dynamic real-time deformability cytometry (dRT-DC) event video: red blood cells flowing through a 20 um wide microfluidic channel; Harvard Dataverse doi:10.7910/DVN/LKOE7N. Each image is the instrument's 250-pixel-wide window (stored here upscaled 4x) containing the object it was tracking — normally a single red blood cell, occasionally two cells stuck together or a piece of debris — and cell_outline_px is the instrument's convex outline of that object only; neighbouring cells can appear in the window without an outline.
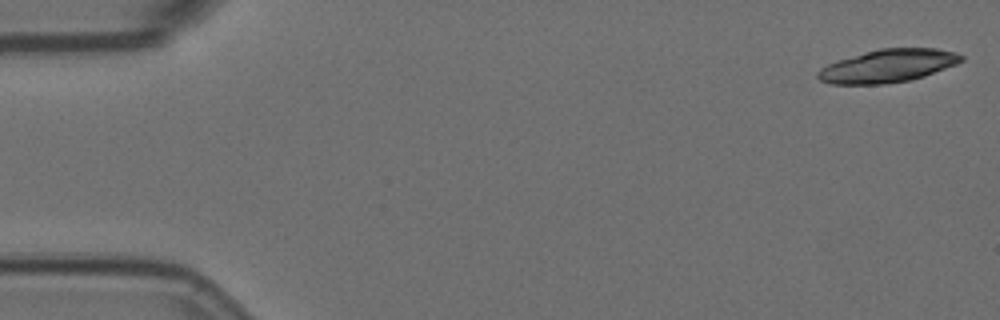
{"species": "Egyptian fruit bat (a non-hibernating species)", "species_latin": "Rousettus aegyptiacus", "temperature_condition": "room temperature", "stored_images_in_passage": 5, "camera_frame_rate_fps": 3000, "um_per_image_px": 0.085, "animal": {"sex": "female"}, "frame": {"image": 1, "passage_image": 1, "time_ms": 0.0, "image_size_px": [1000, 320], "cell_outline_px": [[964, 60], [956, 64], [924, 76], [912, 80], [884, 84], [828, 84], [820, 80], [816, 76], [816, 72], [820, 68], [828, 64], [840, 60], [880, 48], [936, 48], [956, 52], [964, 56]], "centroid_in_image_um": [75.49, 5.61], "position_along_channel_um": 9.5, "area_um2": 27.51}}
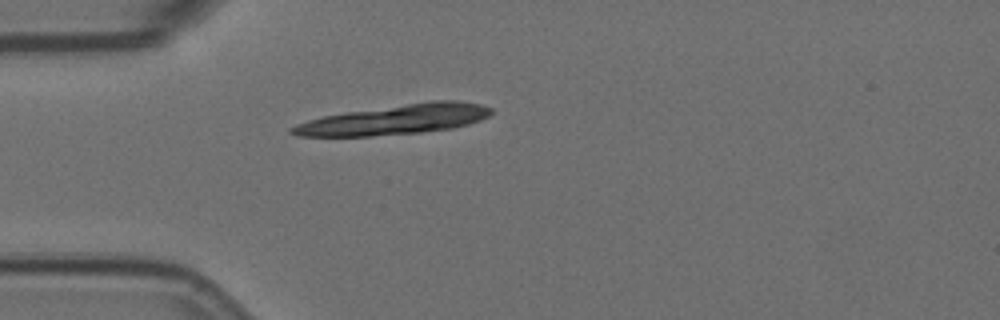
{"frame": {"image": 2, "passage_image": 5, "time_ms": 1.333, "image_size_px": [1000, 320], "cell_outline_px": [[492, 112], [488, 116], [480, 120], [468, 124], [452, 128], [420, 132], [372, 136], [296, 136], [288, 132], [288, 128], [296, 124], [308, 120], [324, 116], [348, 112], [432, 100], [456, 100], [480, 104], [492, 108]], "centroid_in_image_um": [33.56, 10.16], "position_along_channel_um": 51.4, "area_um2": 34.39}}